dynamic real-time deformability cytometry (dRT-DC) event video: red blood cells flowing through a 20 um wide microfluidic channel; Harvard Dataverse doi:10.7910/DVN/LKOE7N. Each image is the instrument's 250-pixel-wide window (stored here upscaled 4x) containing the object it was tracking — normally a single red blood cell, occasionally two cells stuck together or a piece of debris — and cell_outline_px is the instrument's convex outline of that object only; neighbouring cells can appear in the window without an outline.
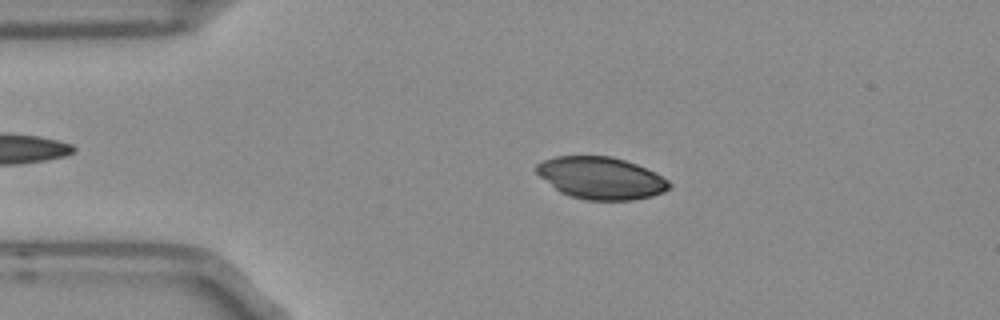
{"species": "Egyptian fruit bat (a non-hibernating species)", "species_latin": "Rousettus aegyptiacus", "temperature_condition": "room temperature", "stored_images_in_passage": 47, "camera_frame_rate_fps": 3000, "um_per_image_px": 0.085, "frame": {"image": 1, "passage_image": 10, "time_ms": 3.0, "image_size_px": [1000, 320], "cell_outline_px": [[672, 184], [664, 192], [652, 196], [632, 200], [588, 200], [572, 196], [560, 192], [540, 176], [536, 172], [536, 164], [544, 160], [556, 156], [612, 156], [636, 164], [656, 172], [668, 180]], "centroid_in_image_um": [51.1, 15.13], "position_along_channel_um": 33.9, "area_um2": 32.48}}
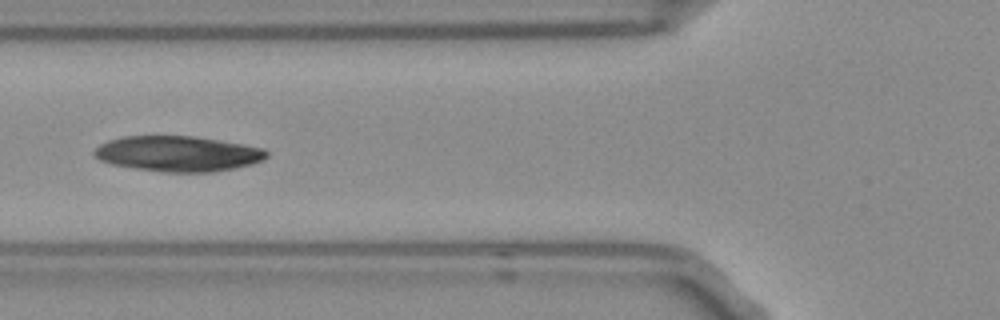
{"frame": {"image": 2, "passage_image": 19, "time_ms": 6.0, "image_size_px": [1000, 320], "cell_outline_px": [[268, 156], [264, 160], [252, 164], [236, 168], [212, 172], [160, 172], [112, 164], [100, 160], [92, 152], [100, 144], [108, 140], [124, 136], [196, 136], [264, 148], [268, 152]], "centroid_in_image_um": [15.15, 13.07], "position_along_channel_um": 110.7, "area_um2": 35.66}}
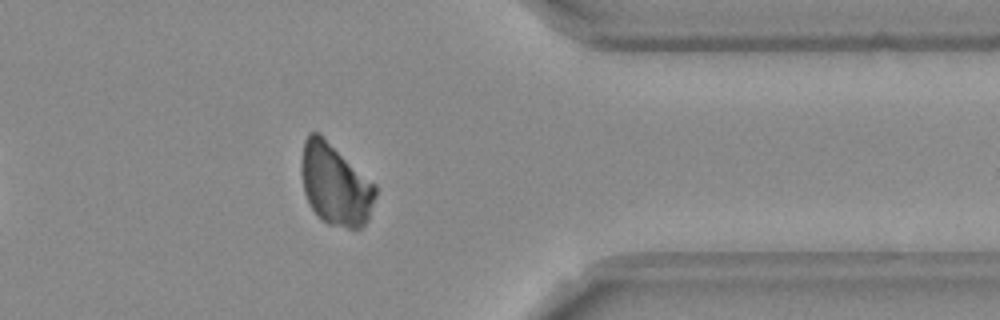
{"frame": {"image": 3, "passage_image": 42, "time_ms": 13.667, "image_size_px": [1000, 320], "cell_outline_px": [[376, 196], [368, 220], [360, 228], [348, 228], [328, 224], [320, 220], [312, 208], [304, 192], [300, 172], [300, 168], [304, 140], [308, 132], [320, 132], [376, 184]], "centroid_in_image_um": [28.49, 15.65], "position_along_channel_um": 382.9, "area_um2": 35.66}}